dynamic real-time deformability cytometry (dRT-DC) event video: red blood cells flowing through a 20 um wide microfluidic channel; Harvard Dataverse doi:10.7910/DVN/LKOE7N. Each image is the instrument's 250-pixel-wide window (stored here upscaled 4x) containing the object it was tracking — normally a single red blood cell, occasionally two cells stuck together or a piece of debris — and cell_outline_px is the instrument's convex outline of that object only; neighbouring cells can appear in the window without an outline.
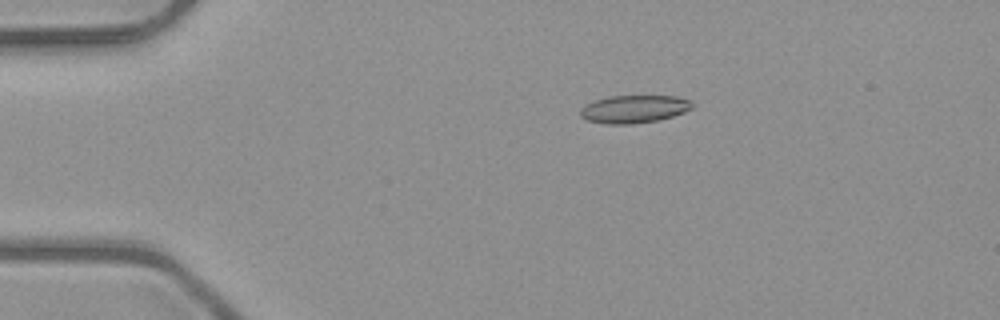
{"species": "common noctule bat (a hibernating species)", "species_latin": "Nyctalus noctula", "temperature_condition": "room temperature", "stored_images_in_passage": 43, "camera_frame_rate_fps": 3000, "um_per_image_px": 0.085, "animal": {"sex": "male", "body_mass_g": 23.1, "forearm_length_mm": 52.7}, "frame": {"image": 1, "passage_image": 2, "time_ms": 0.333, "image_size_px": [1000, 320], "cell_outline_px": [[692, 108], [684, 112], [660, 120], [632, 124], [608, 124], [588, 120], [580, 116], [580, 108], [596, 100], [608, 96], [676, 96], [692, 100]], "centroid_in_image_um": [53.92, 9.27], "position_along_channel_um": 31.1, "area_um2": 18.09}}
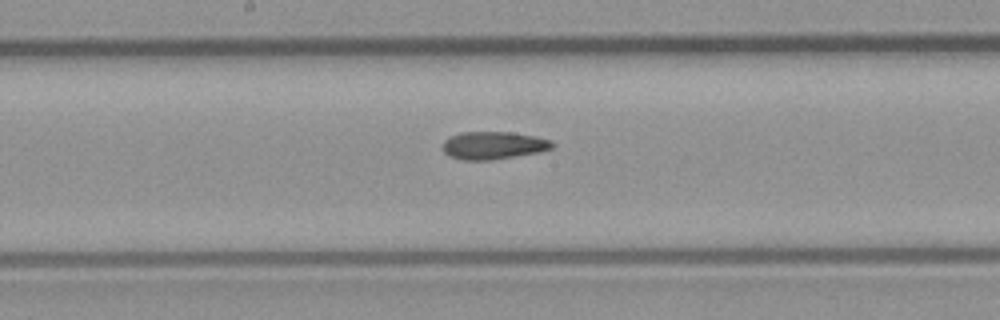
{"frame": {"image": 2, "passage_image": 19, "time_ms": 6.0, "image_size_px": [1000, 320], "cell_outline_px": [[556, 144], [552, 148], [540, 152], [492, 160], [464, 160], [452, 156], [444, 152], [440, 148], [444, 140], [460, 132], [512, 132], [552, 140]], "centroid_in_image_um": [41.94, 12.36], "position_along_channel_um": 206.3, "area_um2": 17.74}}
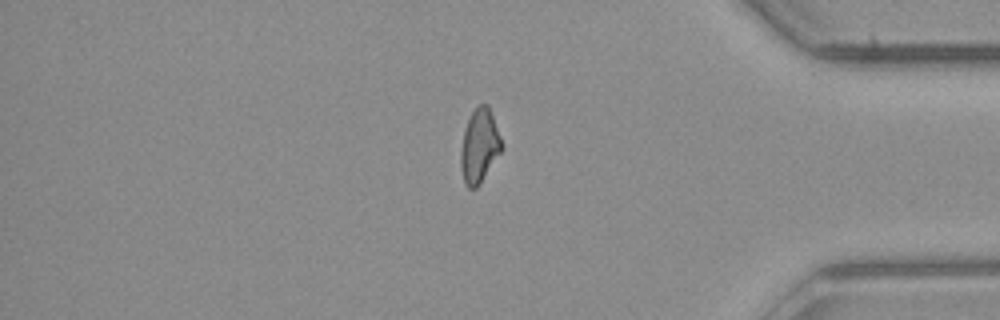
{"frame": {"image": 3, "passage_image": 35, "time_ms": 11.333, "image_size_px": [1000, 320], "cell_outline_px": [[504, 148], [480, 184], [476, 188], [468, 188], [464, 184], [460, 168], [460, 148], [464, 132], [468, 120], [472, 112], [480, 104], [488, 104], [500, 136]], "centroid_in_image_um": [40.75, 12.45], "position_along_channel_um": 394.5, "area_um2": 17.69}, "authors_computed_cell_mechanics": {"area_um2": 17.7446, "velocity_mm_per_s": 4.0476, "shape_relaxation_time_tau1_ms": null, "shape_relaxation_time_tau2_ms": 8.4487, "deformation_change_tau1": null, "deformation_change_tau2": 0.1875}}